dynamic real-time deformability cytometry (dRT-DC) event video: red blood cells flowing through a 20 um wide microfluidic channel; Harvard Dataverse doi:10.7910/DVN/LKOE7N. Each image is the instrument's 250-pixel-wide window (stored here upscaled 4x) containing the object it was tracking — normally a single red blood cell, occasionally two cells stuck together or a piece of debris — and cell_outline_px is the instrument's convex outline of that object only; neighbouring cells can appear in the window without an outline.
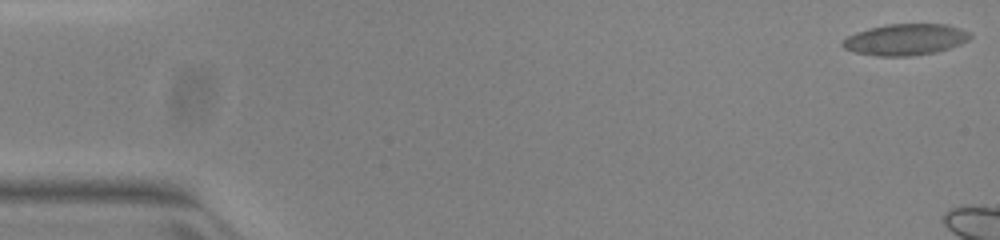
{"species": "common noctule bat (a hibernating species)", "species_latin": "Nyctalus noctula", "temperature_condition": "warm", "stored_images_in_passage": 6, "camera_frame_rate_fps": 3000, "um_per_image_px": 0.085, "animal": {"sex": "female", "body_mass_g": 23.0, "forearm_length_mm": 53.4}, "frame": {"image": 1, "passage_image": 1, "time_ms": 0.0, "image_size_px": [1000, 240], "cell_outline_px": [[972, 36], [968, 40], [960, 44], [948, 48], [932, 52], [908, 56], [880, 56], [856, 52], [844, 48], [840, 44], [848, 36], [856, 32], [888, 24], [948, 24], [968, 32]], "centroid_in_image_um": [76.95, 3.35], "position_along_channel_um": 8.0, "area_um2": 22.83}}